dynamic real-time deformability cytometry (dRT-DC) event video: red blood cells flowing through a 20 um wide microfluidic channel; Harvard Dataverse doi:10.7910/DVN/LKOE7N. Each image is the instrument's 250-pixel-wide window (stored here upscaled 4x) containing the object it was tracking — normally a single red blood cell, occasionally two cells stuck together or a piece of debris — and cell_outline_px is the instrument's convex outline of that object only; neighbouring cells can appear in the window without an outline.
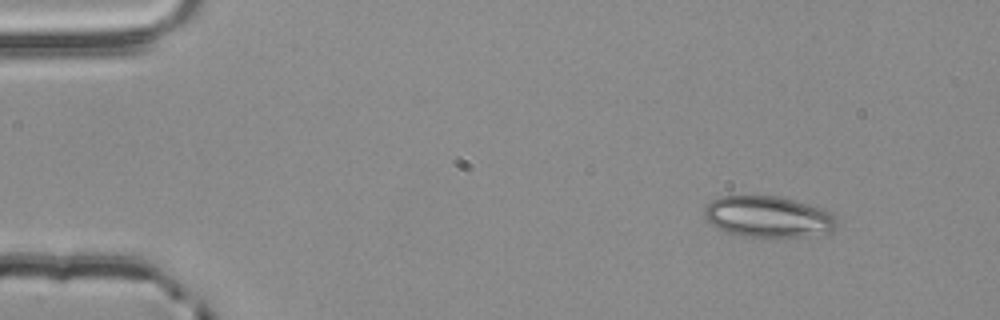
{"species": "common noctule bat (a hibernating species)", "species_latin": "Nyctalus noctula", "temperature_condition": "room temperature", "stored_images_in_passage": 2, "camera_frame_rate_fps": 3000, "um_per_image_px": 0.085, "animal": {"sex": "male", "body_mass_g": 20.4}, "frame": {"image": 1, "passage_image": 1, "time_ms": 0.0, "image_size_px": [1000, 320], "cell_outline_px": [[840, 220], [836, 228], [832, 232], [804, 236], [764, 240], [724, 232], [712, 224], [704, 216], [704, 208], [712, 200], [720, 196], [780, 196], [808, 204], [832, 212]], "centroid_in_image_um": [65.34, 18.46], "position_along_channel_um": 19.7, "area_um2": 32.71}}